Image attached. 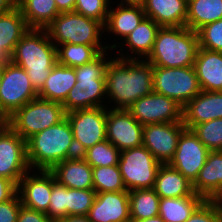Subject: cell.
Here are the masks:
<instances>
[{
  "mask_svg": "<svg viewBox=\"0 0 222 222\" xmlns=\"http://www.w3.org/2000/svg\"><path fill=\"white\" fill-rule=\"evenodd\" d=\"M119 56L110 59L106 66V98L114 100V109H127L153 92V66L134 55L124 57L126 55L120 53Z\"/></svg>",
  "mask_w": 222,
  "mask_h": 222,
  "instance_id": "6da1fadb",
  "label": "cell"
},
{
  "mask_svg": "<svg viewBox=\"0 0 222 222\" xmlns=\"http://www.w3.org/2000/svg\"><path fill=\"white\" fill-rule=\"evenodd\" d=\"M30 168L50 170L68 158L78 156L68 119L38 132L26 140Z\"/></svg>",
  "mask_w": 222,
  "mask_h": 222,
  "instance_id": "7a4b0ae2",
  "label": "cell"
},
{
  "mask_svg": "<svg viewBox=\"0 0 222 222\" xmlns=\"http://www.w3.org/2000/svg\"><path fill=\"white\" fill-rule=\"evenodd\" d=\"M11 61L26 70L38 92L57 64V48L45 29H30L16 44Z\"/></svg>",
  "mask_w": 222,
  "mask_h": 222,
  "instance_id": "3957f363",
  "label": "cell"
},
{
  "mask_svg": "<svg viewBox=\"0 0 222 222\" xmlns=\"http://www.w3.org/2000/svg\"><path fill=\"white\" fill-rule=\"evenodd\" d=\"M198 49L196 31L186 26L161 27L146 61L159 67H190L194 66Z\"/></svg>",
  "mask_w": 222,
  "mask_h": 222,
  "instance_id": "277c9868",
  "label": "cell"
},
{
  "mask_svg": "<svg viewBox=\"0 0 222 222\" xmlns=\"http://www.w3.org/2000/svg\"><path fill=\"white\" fill-rule=\"evenodd\" d=\"M105 55L107 56L106 51L101 52L91 62L75 67L77 82L62 103L66 113L78 109L106 107L102 103L103 99L106 101L105 71L109 63Z\"/></svg>",
  "mask_w": 222,
  "mask_h": 222,
  "instance_id": "5b68a950",
  "label": "cell"
},
{
  "mask_svg": "<svg viewBox=\"0 0 222 222\" xmlns=\"http://www.w3.org/2000/svg\"><path fill=\"white\" fill-rule=\"evenodd\" d=\"M65 117L62 103L36 98L16 110L5 123L26 141Z\"/></svg>",
  "mask_w": 222,
  "mask_h": 222,
  "instance_id": "8992f818",
  "label": "cell"
},
{
  "mask_svg": "<svg viewBox=\"0 0 222 222\" xmlns=\"http://www.w3.org/2000/svg\"><path fill=\"white\" fill-rule=\"evenodd\" d=\"M45 30L57 48L65 43L101 46L105 28L102 22L73 11L60 13Z\"/></svg>",
  "mask_w": 222,
  "mask_h": 222,
  "instance_id": "52a82bcc",
  "label": "cell"
},
{
  "mask_svg": "<svg viewBox=\"0 0 222 222\" xmlns=\"http://www.w3.org/2000/svg\"><path fill=\"white\" fill-rule=\"evenodd\" d=\"M201 91L194 66H153V92L165 95L184 107Z\"/></svg>",
  "mask_w": 222,
  "mask_h": 222,
  "instance_id": "ba28073f",
  "label": "cell"
},
{
  "mask_svg": "<svg viewBox=\"0 0 222 222\" xmlns=\"http://www.w3.org/2000/svg\"><path fill=\"white\" fill-rule=\"evenodd\" d=\"M38 98L25 69L8 61L2 64L0 118L6 120L26 103Z\"/></svg>",
  "mask_w": 222,
  "mask_h": 222,
  "instance_id": "9c48e42d",
  "label": "cell"
},
{
  "mask_svg": "<svg viewBox=\"0 0 222 222\" xmlns=\"http://www.w3.org/2000/svg\"><path fill=\"white\" fill-rule=\"evenodd\" d=\"M161 165L143 145L120 151L118 166L128 191L153 189Z\"/></svg>",
  "mask_w": 222,
  "mask_h": 222,
  "instance_id": "30bf717a",
  "label": "cell"
},
{
  "mask_svg": "<svg viewBox=\"0 0 222 222\" xmlns=\"http://www.w3.org/2000/svg\"><path fill=\"white\" fill-rule=\"evenodd\" d=\"M72 132L77 154L107 139V108L97 107L78 109L66 113Z\"/></svg>",
  "mask_w": 222,
  "mask_h": 222,
  "instance_id": "8fae6325",
  "label": "cell"
},
{
  "mask_svg": "<svg viewBox=\"0 0 222 222\" xmlns=\"http://www.w3.org/2000/svg\"><path fill=\"white\" fill-rule=\"evenodd\" d=\"M30 169L26 141L5 123L0 128V176L18 186L20 179L31 172Z\"/></svg>",
  "mask_w": 222,
  "mask_h": 222,
  "instance_id": "7c38bea8",
  "label": "cell"
},
{
  "mask_svg": "<svg viewBox=\"0 0 222 222\" xmlns=\"http://www.w3.org/2000/svg\"><path fill=\"white\" fill-rule=\"evenodd\" d=\"M182 109L175 100L155 92L139 98L127 110L143 126L182 122Z\"/></svg>",
  "mask_w": 222,
  "mask_h": 222,
  "instance_id": "4fadbf2b",
  "label": "cell"
},
{
  "mask_svg": "<svg viewBox=\"0 0 222 222\" xmlns=\"http://www.w3.org/2000/svg\"><path fill=\"white\" fill-rule=\"evenodd\" d=\"M210 150L198 139L194 132L185 129L179 139L176 151L168 165L194 183L204 166Z\"/></svg>",
  "mask_w": 222,
  "mask_h": 222,
  "instance_id": "5bb4252c",
  "label": "cell"
},
{
  "mask_svg": "<svg viewBox=\"0 0 222 222\" xmlns=\"http://www.w3.org/2000/svg\"><path fill=\"white\" fill-rule=\"evenodd\" d=\"M106 137L120 151L143 145V125L127 109H108Z\"/></svg>",
  "mask_w": 222,
  "mask_h": 222,
  "instance_id": "9a60e30c",
  "label": "cell"
},
{
  "mask_svg": "<svg viewBox=\"0 0 222 222\" xmlns=\"http://www.w3.org/2000/svg\"><path fill=\"white\" fill-rule=\"evenodd\" d=\"M185 129L183 122L146 124L143 126V146L161 164H168Z\"/></svg>",
  "mask_w": 222,
  "mask_h": 222,
  "instance_id": "2e32d148",
  "label": "cell"
},
{
  "mask_svg": "<svg viewBox=\"0 0 222 222\" xmlns=\"http://www.w3.org/2000/svg\"><path fill=\"white\" fill-rule=\"evenodd\" d=\"M39 171L38 174L34 175L27 172L20 179L17 193L20 196L23 206L35 211L47 213L50 205L52 187L56 183V180L49 170Z\"/></svg>",
  "mask_w": 222,
  "mask_h": 222,
  "instance_id": "e0dca14e",
  "label": "cell"
},
{
  "mask_svg": "<svg viewBox=\"0 0 222 222\" xmlns=\"http://www.w3.org/2000/svg\"><path fill=\"white\" fill-rule=\"evenodd\" d=\"M87 217L91 222H131L129 191L97 193Z\"/></svg>",
  "mask_w": 222,
  "mask_h": 222,
  "instance_id": "ac0fdd59",
  "label": "cell"
},
{
  "mask_svg": "<svg viewBox=\"0 0 222 222\" xmlns=\"http://www.w3.org/2000/svg\"><path fill=\"white\" fill-rule=\"evenodd\" d=\"M217 118H222V91H201L182 109L186 129Z\"/></svg>",
  "mask_w": 222,
  "mask_h": 222,
  "instance_id": "d6986e66",
  "label": "cell"
},
{
  "mask_svg": "<svg viewBox=\"0 0 222 222\" xmlns=\"http://www.w3.org/2000/svg\"><path fill=\"white\" fill-rule=\"evenodd\" d=\"M57 183L72 189H93L92 167L81 156L68 158L49 170Z\"/></svg>",
  "mask_w": 222,
  "mask_h": 222,
  "instance_id": "ffe728a7",
  "label": "cell"
},
{
  "mask_svg": "<svg viewBox=\"0 0 222 222\" xmlns=\"http://www.w3.org/2000/svg\"><path fill=\"white\" fill-rule=\"evenodd\" d=\"M29 30L17 6L0 14V64L11 61L16 44Z\"/></svg>",
  "mask_w": 222,
  "mask_h": 222,
  "instance_id": "44dd1931",
  "label": "cell"
},
{
  "mask_svg": "<svg viewBox=\"0 0 222 222\" xmlns=\"http://www.w3.org/2000/svg\"><path fill=\"white\" fill-rule=\"evenodd\" d=\"M188 0H146L143 6L146 17L160 27L186 26Z\"/></svg>",
  "mask_w": 222,
  "mask_h": 222,
  "instance_id": "7402d4cb",
  "label": "cell"
},
{
  "mask_svg": "<svg viewBox=\"0 0 222 222\" xmlns=\"http://www.w3.org/2000/svg\"><path fill=\"white\" fill-rule=\"evenodd\" d=\"M194 68L202 91H222V52L199 47Z\"/></svg>",
  "mask_w": 222,
  "mask_h": 222,
  "instance_id": "603a6c76",
  "label": "cell"
},
{
  "mask_svg": "<svg viewBox=\"0 0 222 222\" xmlns=\"http://www.w3.org/2000/svg\"><path fill=\"white\" fill-rule=\"evenodd\" d=\"M193 189L205 200H214L222 192V151L209 152Z\"/></svg>",
  "mask_w": 222,
  "mask_h": 222,
  "instance_id": "cb8c5ba5",
  "label": "cell"
},
{
  "mask_svg": "<svg viewBox=\"0 0 222 222\" xmlns=\"http://www.w3.org/2000/svg\"><path fill=\"white\" fill-rule=\"evenodd\" d=\"M76 82L75 68L57 63L38 91V98L63 103Z\"/></svg>",
  "mask_w": 222,
  "mask_h": 222,
  "instance_id": "d4e9b609",
  "label": "cell"
},
{
  "mask_svg": "<svg viewBox=\"0 0 222 222\" xmlns=\"http://www.w3.org/2000/svg\"><path fill=\"white\" fill-rule=\"evenodd\" d=\"M153 189L160 198H179L195 193L193 183L168 164L159 167Z\"/></svg>",
  "mask_w": 222,
  "mask_h": 222,
  "instance_id": "484cf974",
  "label": "cell"
},
{
  "mask_svg": "<svg viewBox=\"0 0 222 222\" xmlns=\"http://www.w3.org/2000/svg\"><path fill=\"white\" fill-rule=\"evenodd\" d=\"M145 17L144 9L141 6L118 4L117 8L109 9L104 28L108 33L111 32L124 40Z\"/></svg>",
  "mask_w": 222,
  "mask_h": 222,
  "instance_id": "4316f807",
  "label": "cell"
},
{
  "mask_svg": "<svg viewBox=\"0 0 222 222\" xmlns=\"http://www.w3.org/2000/svg\"><path fill=\"white\" fill-rule=\"evenodd\" d=\"M16 6L30 29H46L60 14L55 0H16Z\"/></svg>",
  "mask_w": 222,
  "mask_h": 222,
  "instance_id": "83f0119b",
  "label": "cell"
},
{
  "mask_svg": "<svg viewBox=\"0 0 222 222\" xmlns=\"http://www.w3.org/2000/svg\"><path fill=\"white\" fill-rule=\"evenodd\" d=\"M204 201L196 193L179 198H160L159 216L165 222H185Z\"/></svg>",
  "mask_w": 222,
  "mask_h": 222,
  "instance_id": "f1b7e54d",
  "label": "cell"
},
{
  "mask_svg": "<svg viewBox=\"0 0 222 222\" xmlns=\"http://www.w3.org/2000/svg\"><path fill=\"white\" fill-rule=\"evenodd\" d=\"M119 48L117 44L91 46L85 44L65 43L57 47V63L66 67H78L91 62L101 52Z\"/></svg>",
  "mask_w": 222,
  "mask_h": 222,
  "instance_id": "f546056e",
  "label": "cell"
},
{
  "mask_svg": "<svg viewBox=\"0 0 222 222\" xmlns=\"http://www.w3.org/2000/svg\"><path fill=\"white\" fill-rule=\"evenodd\" d=\"M222 19V0H188L186 27L198 32L203 26Z\"/></svg>",
  "mask_w": 222,
  "mask_h": 222,
  "instance_id": "4dcf8cb0",
  "label": "cell"
},
{
  "mask_svg": "<svg viewBox=\"0 0 222 222\" xmlns=\"http://www.w3.org/2000/svg\"><path fill=\"white\" fill-rule=\"evenodd\" d=\"M160 28L151 18L145 17L137 28L124 39L131 54L141 55L143 58L145 56V59H147L152 52L156 35Z\"/></svg>",
  "mask_w": 222,
  "mask_h": 222,
  "instance_id": "1f68e13d",
  "label": "cell"
},
{
  "mask_svg": "<svg viewBox=\"0 0 222 222\" xmlns=\"http://www.w3.org/2000/svg\"><path fill=\"white\" fill-rule=\"evenodd\" d=\"M131 221L152 218L159 215L160 197L154 189L129 191Z\"/></svg>",
  "mask_w": 222,
  "mask_h": 222,
  "instance_id": "d6a6232c",
  "label": "cell"
},
{
  "mask_svg": "<svg viewBox=\"0 0 222 222\" xmlns=\"http://www.w3.org/2000/svg\"><path fill=\"white\" fill-rule=\"evenodd\" d=\"M92 179L96 193L127 191L118 165L92 167Z\"/></svg>",
  "mask_w": 222,
  "mask_h": 222,
  "instance_id": "836d02e7",
  "label": "cell"
},
{
  "mask_svg": "<svg viewBox=\"0 0 222 222\" xmlns=\"http://www.w3.org/2000/svg\"><path fill=\"white\" fill-rule=\"evenodd\" d=\"M81 156L91 167L118 165L120 150L107 139L84 151Z\"/></svg>",
  "mask_w": 222,
  "mask_h": 222,
  "instance_id": "e575fe53",
  "label": "cell"
},
{
  "mask_svg": "<svg viewBox=\"0 0 222 222\" xmlns=\"http://www.w3.org/2000/svg\"><path fill=\"white\" fill-rule=\"evenodd\" d=\"M191 130L210 151H222V118L197 124Z\"/></svg>",
  "mask_w": 222,
  "mask_h": 222,
  "instance_id": "d590c367",
  "label": "cell"
},
{
  "mask_svg": "<svg viewBox=\"0 0 222 222\" xmlns=\"http://www.w3.org/2000/svg\"><path fill=\"white\" fill-rule=\"evenodd\" d=\"M97 193L94 189L68 188V215H87L92 207Z\"/></svg>",
  "mask_w": 222,
  "mask_h": 222,
  "instance_id": "8d00e7d4",
  "label": "cell"
},
{
  "mask_svg": "<svg viewBox=\"0 0 222 222\" xmlns=\"http://www.w3.org/2000/svg\"><path fill=\"white\" fill-rule=\"evenodd\" d=\"M197 33L200 48L222 52V19L203 26Z\"/></svg>",
  "mask_w": 222,
  "mask_h": 222,
  "instance_id": "74e56055",
  "label": "cell"
},
{
  "mask_svg": "<svg viewBox=\"0 0 222 222\" xmlns=\"http://www.w3.org/2000/svg\"><path fill=\"white\" fill-rule=\"evenodd\" d=\"M68 188L55 183L52 187L50 205L46 215L54 222L67 217Z\"/></svg>",
  "mask_w": 222,
  "mask_h": 222,
  "instance_id": "f35d334b",
  "label": "cell"
},
{
  "mask_svg": "<svg viewBox=\"0 0 222 222\" xmlns=\"http://www.w3.org/2000/svg\"><path fill=\"white\" fill-rule=\"evenodd\" d=\"M109 0H76V13L82 14L87 18H91L106 24L109 12Z\"/></svg>",
  "mask_w": 222,
  "mask_h": 222,
  "instance_id": "ab89813d",
  "label": "cell"
},
{
  "mask_svg": "<svg viewBox=\"0 0 222 222\" xmlns=\"http://www.w3.org/2000/svg\"><path fill=\"white\" fill-rule=\"evenodd\" d=\"M185 222H222V215L214 200H205Z\"/></svg>",
  "mask_w": 222,
  "mask_h": 222,
  "instance_id": "60d3db41",
  "label": "cell"
},
{
  "mask_svg": "<svg viewBox=\"0 0 222 222\" xmlns=\"http://www.w3.org/2000/svg\"><path fill=\"white\" fill-rule=\"evenodd\" d=\"M21 205L18 193L11 200L0 203V222H16Z\"/></svg>",
  "mask_w": 222,
  "mask_h": 222,
  "instance_id": "b9f144b4",
  "label": "cell"
},
{
  "mask_svg": "<svg viewBox=\"0 0 222 222\" xmlns=\"http://www.w3.org/2000/svg\"><path fill=\"white\" fill-rule=\"evenodd\" d=\"M16 222H54L46 213L21 205Z\"/></svg>",
  "mask_w": 222,
  "mask_h": 222,
  "instance_id": "7bdbcfd3",
  "label": "cell"
},
{
  "mask_svg": "<svg viewBox=\"0 0 222 222\" xmlns=\"http://www.w3.org/2000/svg\"><path fill=\"white\" fill-rule=\"evenodd\" d=\"M17 190L18 186L12 180L0 176V203L11 200Z\"/></svg>",
  "mask_w": 222,
  "mask_h": 222,
  "instance_id": "ee69618b",
  "label": "cell"
},
{
  "mask_svg": "<svg viewBox=\"0 0 222 222\" xmlns=\"http://www.w3.org/2000/svg\"><path fill=\"white\" fill-rule=\"evenodd\" d=\"M55 3L60 13L73 12L76 0H55Z\"/></svg>",
  "mask_w": 222,
  "mask_h": 222,
  "instance_id": "f6af8a7d",
  "label": "cell"
},
{
  "mask_svg": "<svg viewBox=\"0 0 222 222\" xmlns=\"http://www.w3.org/2000/svg\"><path fill=\"white\" fill-rule=\"evenodd\" d=\"M58 222H91L87 215H68L60 219Z\"/></svg>",
  "mask_w": 222,
  "mask_h": 222,
  "instance_id": "bcb514c9",
  "label": "cell"
},
{
  "mask_svg": "<svg viewBox=\"0 0 222 222\" xmlns=\"http://www.w3.org/2000/svg\"><path fill=\"white\" fill-rule=\"evenodd\" d=\"M16 6V0H0V14L10 11Z\"/></svg>",
  "mask_w": 222,
  "mask_h": 222,
  "instance_id": "7dc6e473",
  "label": "cell"
},
{
  "mask_svg": "<svg viewBox=\"0 0 222 222\" xmlns=\"http://www.w3.org/2000/svg\"><path fill=\"white\" fill-rule=\"evenodd\" d=\"M146 0H121L120 5L124 6H141L145 5ZM125 3V4H124Z\"/></svg>",
  "mask_w": 222,
  "mask_h": 222,
  "instance_id": "c3c4849f",
  "label": "cell"
},
{
  "mask_svg": "<svg viewBox=\"0 0 222 222\" xmlns=\"http://www.w3.org/2000/svg\"><path fill=\"white\" fill-rule=\"evenodd\" d=\"M131 222H165L159 215L152 217V218H146L141 220H135Z\"/></svg>",
  "mask_w": 222,
  "mask_h": 222,
  "instance_id": "681fc988",
  "label": "cell"
},
{
  "mask_svg": "<svg viewBox=\"0 0 222 222\" xmlns=\"http://www.w3.org/2000/svg\"><path fill=\"white\" fill-rule=\"evenodd\" d=\"M214 201L217 203L222 215V192L214 199Z\"/></svg>",
  "mask_w": 222,
  "mask_h": 222,
  "instance_id": "f907efd6",
  "label": "cell"
},
{
  "mask_svg": "<svg viewBox=\"0 0 222 222\" xmlns=\"http://www.w3.org/2000/svg\"><path fill=\"white\" fill-rule=\"evenodd\" d=\"M1 79H2V64H0V85H1Z\"/></svg>",
  "mask_w": 222,
  "mask_h": 222,
  "instance_id": "816d5d0a",
  "label": "cell"
},
{
  "mask_svg": "<svg viewBox=\"0 0 222 222\" xmlns=\"http://www.w3.org/2000/svg\"><path fill=\"white\" fill-rule=\"evenodd\" d=\"M5 124V120H3L2 118H0V128Z\"/></svg>",
  "mask_w": 222,
  "mask_h": 222,
  "instance_id": "f5cc1de1",
  "label": "cell"
}]
</instances>
